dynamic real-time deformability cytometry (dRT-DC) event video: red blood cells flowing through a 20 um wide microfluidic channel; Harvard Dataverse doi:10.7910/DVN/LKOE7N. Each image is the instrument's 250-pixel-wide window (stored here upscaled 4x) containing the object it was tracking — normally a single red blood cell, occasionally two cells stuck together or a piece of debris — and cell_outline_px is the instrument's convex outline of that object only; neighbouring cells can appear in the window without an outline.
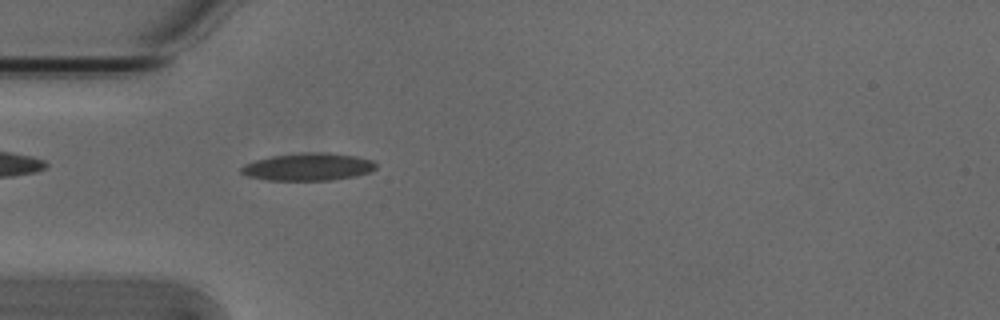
{"species": "Egyptian fruit bat (a non-hibernating species)", "species_latin": "Rousettus aegyptiacus", "temperature_condition": "cold", "stored_images_in_passage": 1, "camera_frame_rate_fps": 3000, "um_per_image_px": 0.085, "animal": {"sex": "male"}, "frame": {"image": 1, "passage_image": 1, "time_ms": 0.0, "image_size_px": [1000, 320], "cell_outline_px": [[376, 168], [368, 172], [356, 176], [332, 180], [268, 180], [248, 176], [240, 172], [240, 168], [244, 164], [256, 160], [272, 156], [300, 152], [328, 152], [356, 156], [372, 160], [376, 164]], "centroid_in_image_um": [26.19, 14.17], "position_along_channel_um": 58.8, "area_um2": 21.68}}